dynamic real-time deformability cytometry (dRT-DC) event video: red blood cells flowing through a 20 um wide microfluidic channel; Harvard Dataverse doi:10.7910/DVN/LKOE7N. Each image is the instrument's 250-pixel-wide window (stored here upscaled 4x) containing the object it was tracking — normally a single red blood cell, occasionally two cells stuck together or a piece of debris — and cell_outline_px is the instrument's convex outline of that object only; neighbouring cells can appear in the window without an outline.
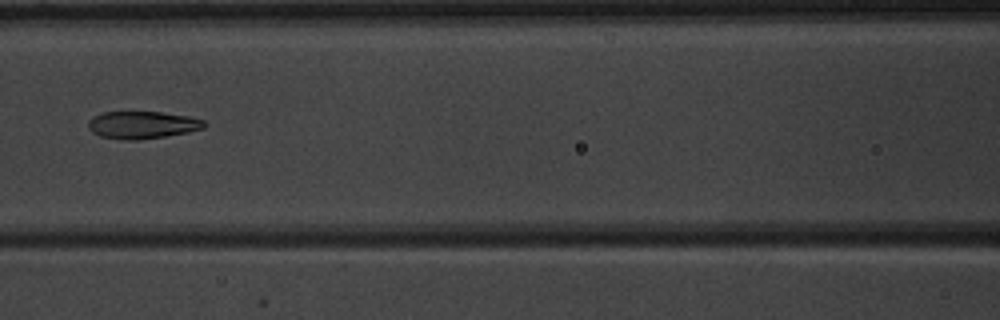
{"species": "common noctule bat (a hibernating species)", "species_latin": "Nyctalus noctula", "temperature_condition": "warm", "stored_images_in_passage": 7, "camera_frame_rate_fps": 3000, "um_per_image_px": 0.085, "animal": {"sex": "male", "body_mass_g": 20.1, "forearm_length_mm": 53.5}, "frame": {"image": 1, "passage_image": 7, "time_ms": 6.667, "image_size_px": [1000, 320], "cell_outline_px": [[208, 124], [204, 128], [188, 132], [164, 136], [136, 140], [124, 140], [100, 136], [92, 132], [88, 128], [88, 120], [92, 116], [100, 112], [160, 112], [188, 116], [204, 120]], "centroid_in_image_um": [12.07, 10.61], "position_along_channel_um": 154.5, "area_um2": 18.61}}